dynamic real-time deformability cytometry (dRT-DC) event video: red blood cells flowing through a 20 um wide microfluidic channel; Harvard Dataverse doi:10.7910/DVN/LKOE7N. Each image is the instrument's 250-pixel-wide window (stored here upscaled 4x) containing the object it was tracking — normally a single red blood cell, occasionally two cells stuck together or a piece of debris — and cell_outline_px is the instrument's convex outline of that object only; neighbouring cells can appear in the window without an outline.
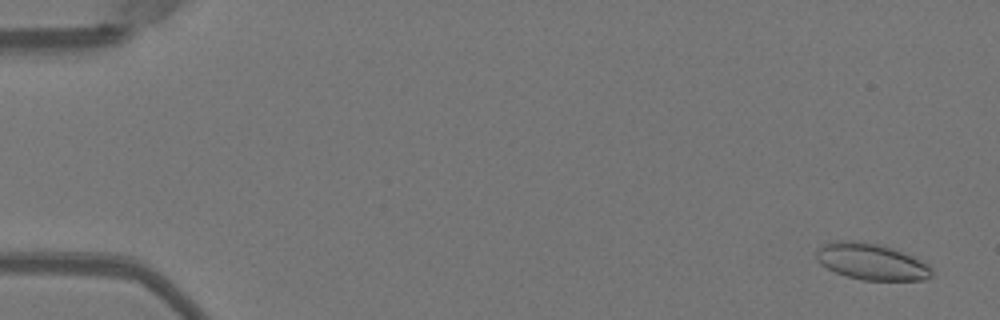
{"species": "Egyptian fruit bat (a non-hibernating species)", "species_latin": "Rousettus aegyptiacus", "temperature_condition": "warm", "stored_images_in_passage": 41, "camera_frame_rate_fps": 3000, "um_per_image_px": 0.085, "animal": {"sex": "female"}, "frame": {"image": 1, "passage_image": 3, "time_ms": 0.667, "image_size_px": [1000, 320], "cell_outline_px": [[932, 276], [924, 280], [864, 280], [848, 276], [836, 272], [820, 264], [816, 256], [816, 248], [824, 244], [836, 240], [860, 240], [884, 244], [912, 256], [928, 264], [932, 268]], "centroid_in_image_um": [74.07, 22.21], "position_along_channel_um": 10.9, "area_um2": 24.74}}
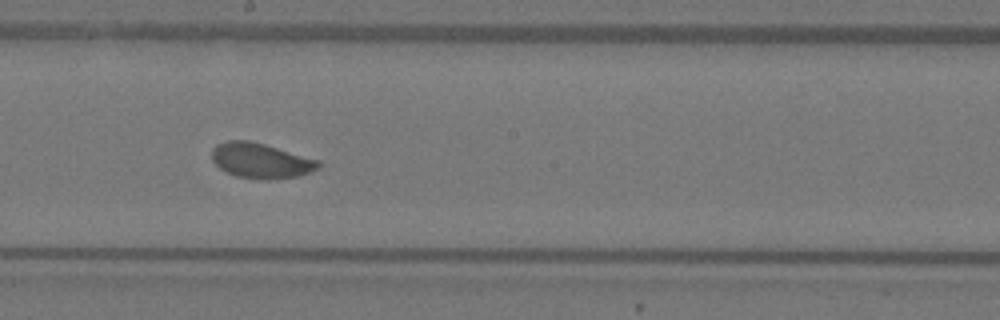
{"frame": {"image": 2, "passage_image": 30, "time_ms": 9.667, "image_size_px": [1000, 320], "cell_outline_px": [[320, 168], [296, 176], [268, 180], [236, 176], [220, 168], [212, 160], [212, 148], [216, 144], [228, 140], [248, 140], [264, 144], [320, 160]], "centroid_in_image_um": [22.16, 13.64], "position_along_channel_um": 226.0, "area_um2": 21.68}}
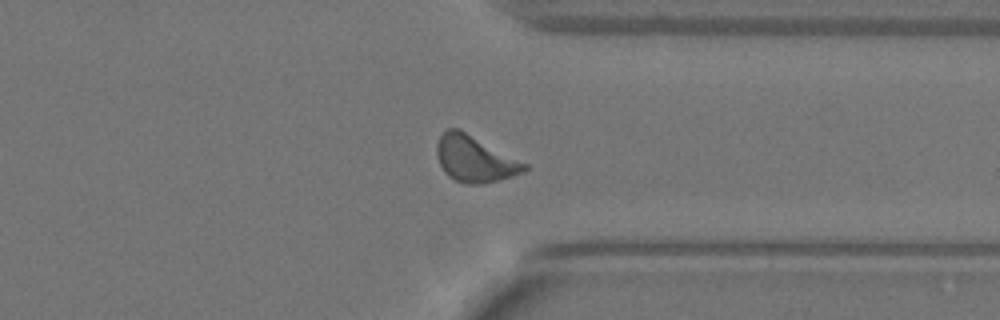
{"frame": {"image": 3, "passage_image": 41, "time_ms": 13.333, "image_size_px": [1000, 320], "cell_outline_px": [[528, 168], [524, 172], [512, 176], [484, 184], [464, 184], [448, 176], [444, 172], [436, 156], [436, 144], [440, 136], [448, 128], [460, 128], [528, 164]], "centroid_in_image_um": [40.34, 13.5], "position_along_channel_um": 371.1, "area_um2": 23.81}, "authors_computed_cell_mechanics": {"area_um2": 22.9466, "velocity_mm_per_s": 3.9841, "shape_relaxation_time_tau1_ms": 3.1571, "shape_relaxation_time_tau2_ms": 0.8491, "deformation_change_tau1": 0.0842, "deformation_change_tau2": 0.0554}}